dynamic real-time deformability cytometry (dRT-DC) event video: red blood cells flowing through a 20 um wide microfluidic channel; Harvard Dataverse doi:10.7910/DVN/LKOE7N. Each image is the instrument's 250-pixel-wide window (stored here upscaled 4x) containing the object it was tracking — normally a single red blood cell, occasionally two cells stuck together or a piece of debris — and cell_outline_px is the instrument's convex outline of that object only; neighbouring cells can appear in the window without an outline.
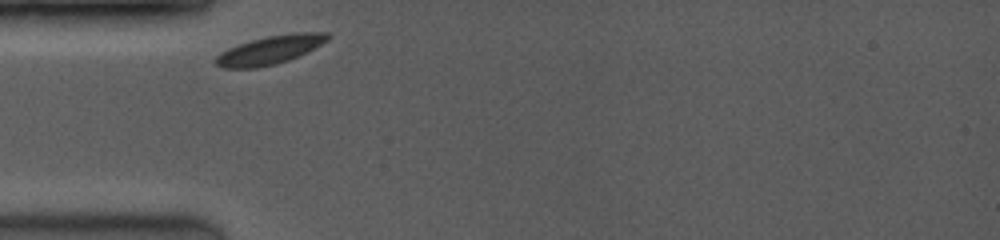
{"species": "common noctule bat (a hibernating species)", "species_latin": "Nyctalus noctula", "temperature_condition": "room temperature", "stored_images_in_passage": 28, "camera_frame_rate_fps": 3500, "um_per_image_px": 0.085, "animal": {"sex": "female", "body_mass_g": 19.0, "forearm_length_mm": 53.3}, "frame": {"image": 1, "passage_image": 1, "time_ms": 0.0, "image_size_px": [1000, 240], "cell_outline_px": [[332, 36], [328, 40], [288, 60], [276, 64], [256, 68], [220, 68], [212, 60], [220, 52], [228, 48], [252, 40], [268, 36], [296, 32], [328, 32]], "centroid_in_image_um": [22.9, 4.25], "position_along_channel_um": 62.1, "area_um2": 18.44}}
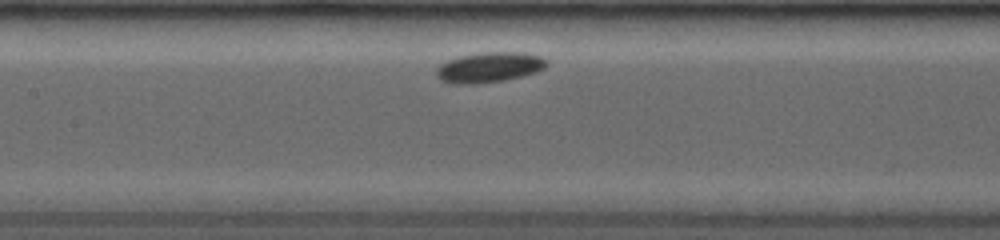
{"frame": {"image": 2, "passage_image": 9, "time_ms": 2.857, "image_size_px": [1000, 240], "cell_outline_px": [[548, 64], [544, 68], [536, 72], [524, 76], [504, 80], [476, 84], [456, 84], [440, 80], [436, 76], [436, 68], [440, 64], [448, 60], [460, 56], [484, 52], [524, 52], [540, 56], [548, 60]], "centroid_in_image_um": [41.6, 5.72], "position_along_channel_um": 165.8, "area_um2": 19.59}}
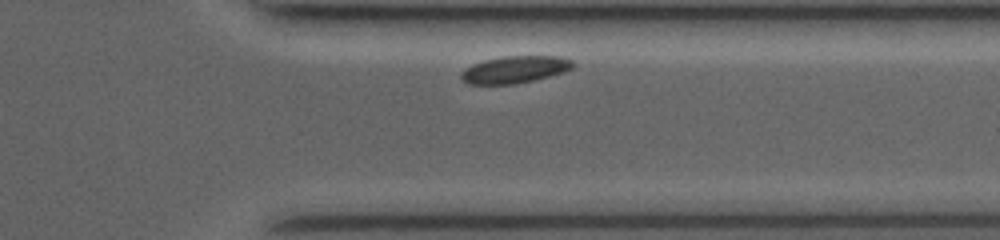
{"frame": {"image": 3, "passage_image": 26, "time_ms": 8.286, "image_size_px": [1000, 240], "cell_outline_px": [[576, 64], [572, 68], [564, 72], [532, 80], [512, 84], [468, 84], [460, 80], [460, 72], [464, 68], [472, 64], [484, 60], [504, 56], [560, 56], [572, 60]], "centroid_in_image_um": [43.73, 5.9], "position_along_channel_um": 367.7, "area_um2": 17.74}, "authors_computed_cell_mechanics": {"area_um2": 18.3804, "velocity_mm_per_s": 3.6935, "shape_relaxation_time_tau1_ms": 0.9531, "shape_relaxation_time_tau2_ms": null, "deformation_change_tau1": 0.0545, "deformation_change_tau2": null}}